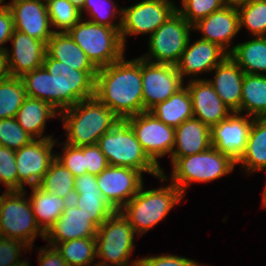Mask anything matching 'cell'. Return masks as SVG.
<instances>
[{"mask_svg": "<svg viewBox=\"0 0 266 266\" xmlns=\"http://www.w3.org/2000/svg\"><path fill=\"white\" fill-rule=\"evenodd\" d=\"M210 147H212L210 127L198 118H189L175 128L174 146L170 155V162L176 157L197 154Z\"/></svg>", "mask_w": 266, "mask_h": 266, "instance_id": "25", "label": "cell"}, {"mask_svg": "<svg viewBox=\"0 0 266 266\" xmlns=\"http://www.w3.org/2000/svg\"><path fill=\"white\" fill-rule=\"evenodd\" d=\"M141 57L125 56L98 69L94 96L121 120L143 112Z\"/></svg>", "mask_w": 266, "mask_h": 266, "instance_id": "2", "label": "cell"}, {"mask_svg": "<svg viewBox=\"0 0 266 266\" xmlns=\"http://www.w3.org/2000/svg\"><path fill=\"white\" fill-rule=\"evenodd\" d=\"M58 139H33L29 144L15 151L18 174V191L25 190V184L38 186L51 163L56 159L53 153Z\"/></svg>", "mask_w": 266, "mask_h": 266, "instance_id": "14", "label": "cell"}, {"mask_svg": "<svg viewBox=\"0 0 266 266\" xmlns=\"http://www.w3.org/2000/svg\"><path fill=\"white\" fill-rule=\"evenodd\" d=\"M184 197L173 183L150 190H145L143 184L120 212L140 237L161 222Z\"/></svg>", "mask_w": 266, "mask_h": 266, "instance_id": "5", "label": "cell"}, {"mask_svg": "<svg viewBox=\"0 0 266 266\" xmlns=\"http://www.w3.org/2000/svg\"><path fill=\"white\" fill-rule=\"evenodd\" d=\"M15 266H30V262L25 260V261L19 263L18 265H15Z\"/></svg>", "mask_w": 266, "mask_h": 266, "instance_id": "53", "label": "cell"}, {"mask_svg": "<svg viewBox=\"0 0 266 266\" xmlns=\"http://www.w3.org/2000/svg\"><path fill=\"white\" fill-rule=\"evenodd\" d=\"M5 4L12 13L15 30L47 44L54 31L45 0H11Z\"/></svg>", "mask_w": 266, "mask_h": 266, "instance_id": "17", "label": "cell"}, {"mask_svg": "<svg viewBox=\"0 0 266 266\" xmlns=\"http://www.w3.org/2000/svg\"><path fill=\"white\" fill-rule=\"evenodd\" d=\"M143 150L158 166L159 158L171 155L174 146L175 128L158 120L150 111H145L125 119Z\"/></svg>", "mask_w": 266, "mask_h": 266, "instance_id": "12", "label": "cell"}, {"mask_svg": "<svg viewBox=\"0 0 266 266\" xmlns=\"http://www.w3.org/2000/svg\"><path fill=\"white\" fill-rule=\"evenodd\" d=\"M192 26L193 31L197 30L202 33L201 39L218 44L230 54L234 49L231 42L240 31L237 6L227 4L221 10L200 19Z\"/></svg>", "mask_w": 266, "mask_h": 266, "instance_id": "18", "label": "cell"}, {"mask_svg": "<svg viewBox=\"0 0 266 266\" xmlns=\"http://www.w3.org/2000/svg\"><path fill=\"white\" fill-rule=\"evenodd\" d=\"M29 200L39 227L46 233L63 213L68 200L44 191L38 186L31 187Z\"/></svg>", "mask_w": 266, "mask_h": 266, "instance_id": "30", "label": "cell"}, {"mask_svg": "<svg viewBox=\"0 0 266 266\" xmlns=\"http://www.w3.org/2000/svg\"><path fill=\"white\" fill-rule=\"evenodd\" d=\"M98 71H79L47 54L43 66L24 74L21 79L26 95L49 102L58 112L94 96Z\"/></svg>", "mask_w": 266, "mask_h": 266, "instance_id": "1", "label": "cell"}, {"mask_svg": "<svg viewBox=\"0 0 266 266\" xmlns=\"http://www.w3.org/2000/svg\"><path fill=\"white\" fill-rule=\"evenodd\" d=\"M247 111V112H245ZM266 117V75L245 73L242 85L241 114Z\"/></svg>", "mask_w": 266, "mask_h": 266, "instance_id": "32", "label": "cell"}, {"mask_svg": "<svg viewBox=\"0 0 266 266\" xmlns=\"http://www.w3.org/2000/svg\"><path fill=\"white\" fill-rule=\"evenodd\" d=\"M141 266H197L199 262L188 257H181L178 255L163 254L156 256H147L139 258Z\"/></svg>", "mask_w": 266, "mask_h": 266, "instance_id": "45", "label": "cell"}, {"mask_svg": "<svg viewBox=\"0 0 266 266\" xmlns=\"http://www.w3.org/2000/svg\"><path fill=\"white\" fill-rule=\"evenodd\" d=\"M97 145L111 166L128 167L153 175L161 183L170 178L148 157L126 120L120 119L99 138Z\"/></svg>", "mask_w": 266, "mask_h": 266, "instance_id": "4", "label": "cell"}, {"mask_svg": "<svg viewBox=\"0 0 266 266\" xmlns=\"http://www.w3.org/2000/svg\"><path fill=\"white\" fill-rule=\"evenodd\" d=\"M214 79H207L222 102L232 111L241 113L244 71L228 55L212 72Z\"/></svg>", "mask_w": 266, "mask_h": 266, "instance_id": "24", "label": "cell"}, {"mask_svg": "<svg viewBox=\"0 0 266 266\" xmlns=\"http://www.w3.org/2000/svg\"><path fill=\"white\" fill-rule=\"evenodd\" d=\"M83 153L87 173L97 176L109 166L106 157L97 144L83 146Z\"/></svg>", "mask_w": 266, "mask_h": 266, "instance_id": "44", "label": "cell"}, {"mask_svg": "<svg viewBox=\"0 0 266 266\" xmlns=\"http://www.w3.org/2000/svg\"><path fill=\"white\" fill-rule=\"evenodd\" d=\"M172 0H142L132 6L122 7L120 34L124 46L126 37L138 34H153L176 12Z\"/></svg>", "mask_w": 266, "mask_h": 266, "instance_id": "11", "label": "cell"}, {"mask_svg": "<svg viewBox=\"0 0 266 266\" xmlns=\"http://www.w3.org/2000/svg\"><path fill=\"white\" fill-rule=\"evenodd\" d=\"M176 11L191 25L227 5L224 0H181Z\"/></svg>", "mask_w": 266, "mask_h": 266, "instance_id": "39", "label": "cell"}, {"mask_svg": "<svg viewBox=\"0 0 266 266\" xmlns=\"http://www.w3.org/2000/svg\"><path fill=\"white\" fill-rule=\"evenodd\" d=\"M71 4H73L75 7H77L78 9H82L85 0H68Z\"/></svg>", "mask_w": 266, "mask_h": 266, "instance_id": "49", "label": "cell"}, {"mask_svg": "<svg viewBox=\"0 0 266 266\" xmlns=\"http://www.w3.org/2000/svg\"><path fill=\"white\" fill-rule=\"evenodd\" d=\"M54 32H67L74 27L82 18L80 9L68 0H45ZM59 29V30H58Z\"/></svg>", "mask_w": 266, "mask_h": 266, "instance_id": "38", "label": "cell"}, {"mask_svg": "<svg viewBox=\"0 0 266 266\" xmlns=\"http://www.w3.org/2000/svg\"><path fill=\"white\" fill-rule=\"evenodd\" d=\"M18 124L34 139L54 138L43 135L47 120L59 118V112L49 102L41 99L26 97L16 114Z\"/></svg>", "mask_w": 266, "mask_h": 266, "instance_id": "26", "label": "cell"}, {"mask_svg": "<svg viewBox=\"0 0 266 266\" xmlns=\"http://www.w3.org/2000/svg\"><path fill=\"white\" fill-rule=\"evenodd\" d=\"M13 16L7 5L0 6V50H6L3 46L7 43L14 32Z\"/></svg>", "mask_w": 266, "mask_h": 266, "instance_id": "46", "label": "cell"}, {"mask_svg": "<svg viewBox=\"0 0 266 266\" xmlns=\"http://www.w3.org/2000/svg\"><path fill=\"white\" fill-rule=\"evenodd\" d=\"M11 76L6 50H0V81Z\"/></svg>", "mask_w": 266, "mask_h": 266, "instance_id": "48", "label": "cell"}, {"mask_svg": "<svg viewBox=\"0 0 266 266\" xmlns=\"http://www.w3.org/2000/svg\"><path fill=\"white\" fill-rule=\"evenodd\" d=\"M67 33L84 51L91 63L103 68L125 56L120 30L82 18Z\"/></svg>", "mask_w": 266, "mask_h": 266, "instance_id": "7", "label": "cell"}, {"mask_svg": "<svg viewBox=\"0 0 266 266\" xmlns=\"http://www.w3.org/2000/svg\"><path fill=\"white\" fill-rule=\"evenodd\" d=\"M81 15L88 13L91 17L86 20L91 22L105 25L117 30L121 29L122 23V7L118 9V4L115 5V1L112 0H85L82 7ZM115 18L118 19V23H115Z\"/></svg>", "mask_w": 266, "mask_h": 266, "instance_id": "37", "label": "cell"}, {"mask_svg": "<svg viewBox=\"0 0 266 266\" xmlns=\"http://www.w3.org/2000/svg\"><path fill=\"white\" fill-rule=\"evenodd\" d=\"M245 1L247 0H224V2L228 5H237Z\"/></svg>", "mask_w": 266, "mask_h": 266, "instance_id": "50", "label": "cell"}, {"mask_svg": "<svg viewBox=\"0 0 266 266\" xmlns=\"http://www.w3.org/2000/svg\"><path fill=\"white\" fill-rule=\"evenodd\" d=\"M190 42L189 39L179 62L175 65L183 81L187 76L192 77L190 80L203 79L198 78L197 75L204 72L210 73L229 55L218 44L207 40L200 38L192 44Z\"/></svg>", "mask_w": 266, "mask_h": 266, "instance_id": "19", "label": "cell"}, {"mask_svg": "<svg viewBox=\"0 0 266 266\" xmlns=\"http://www.w3.org/2000/svg\"><path fill=\"white\" fill-rule=\"evenodd\" d=\"M55 248L69 266H97L96 238H80L58 243Z\"/></svg>", "mask_w": 266, "mask_h": 266, "instance_id": "34", "label": "cell"}, {"mask_svg": "<svg viewBox=\"0 0 266 266\" xmlns=\"http://www.w3.org/2000/svg\"><path fill=\"white\" fill-rule=\"evenodd\" d=\"M254 117L232 112L226 119L210 127L212 146L236 163L245 153Z\"/></svg>", "mask_w": 266, "mask_h": 266, "instance_id": "16", "label": "cell"}, {"mask_svg": "<svg viewBox=\"0 0 266 266\" xmlns=\"http://www.w3.org/2000/svg\"><path fill=\"white\" fill-rule=\"evenodd\" d=\"M66 132L65 143L82 147L95 145L120 118L95 96L59 112Z\"/></svg>", "mask_w": 266, "mask_h": 266, "instance_id": "3", "label": "cell"}, {"mask_svg": "<svg viewBox=\"0 0 266 266\" xmlns=\"http://www.w3.org/2000/svg\"><path fill=\"white\" fill-rule=\"evenodd\" d=\"M229 56L247 74L266 73V36H253V39L234 45ZM265 72V73H264Z\"/></svg>", "mask_w": 266, "mask_h": 266, "instance_id": "31", "label": "cell"}, {"mask_svg": "<svg viewBox=\"0 0 266 266\" xmlns=\"http://www.w3.org/2000/svg\"><path fill=\"white\" fill-rule=\"evenodd\" d=\"M135 231L127 218L115 211L97 229L96 253L97 266H123L130 264L129 257L135 249Z\"/></svg>", "mask_w": 266, "mask_h": 266, "instance_id": "9", "label": "cell"}, {"mask_svg": "<svg viewBox=\"0 0 266 266\" xmlns=\"http://www.w3.org/2000/svg\"><path fill=\"white\" fill-rule=\"evenodd\" d=\"M12 50L6 49L8 65L12 77L24 74L43 66L46 56V43L14 30L10 40Z\"/></svg>", "mask_w": 266, "mask_h": 266, "instance_id": "21", "label": "cell"}, {"mask_svg": "<svg viewBox=\"0 0 266 266\" xmlns=\"http://www.w3.org/2000/svg\"><path fill=\"white\" fill-rule=\"evenodd\" d=\"M96 177L103 197L116 211L137 194L144 181L141 171L111 165Z\"/></svg>", "mask_w": 266, "mask_h": 266, "instance_id": "15", "label": "cell"}, {"mask_svg": "<svg viewBox=\"0 0 266 266\" xmlns=\"http://www.w3.org/2000/svg\"><path fill=\"white\" fill-rule=\"evenodd\" d=\"M123 266H141V265H140V262H139V258H137L135 260L133 259L130 264L123 265Z\"/></svg>", "mask_w": 266, "mask_h": 266, "instance_id": "52", "label": "cell"}, {"mask_svg": "<svg viewBox=\"0 0 266 266\" xmlns=\"http://www.w3.org/2000/svg\"><path fill=\"white\" fill-rule=\"evenodd\" d=\"M4 0H0V6L4 5Z\"/></svg>", "mask_w": 266, "mask_h": 266, "instance_id": "54", "label": "cell"}, {"mask_svg": "<svg viewBox=\"0 0 266 266\" xmlns=\"http://www.w3.org/2000/svg\"><path fill=\"white\" fill-rule=\"evenodd\" d=\"M236 6L240 30L245 27L252 36H266V0H247Z\"/></svg>", "mask_w": 266, "mask_h": 266, "instance_id": "36", "label": "cell"}, {"mask_svg": "<svg viewBox=\"0 0 266 266\" xmlns=\"http://www.w3.org/2000/svg\"><path fill=\"white\" fill-rule=\"evenodd\" d=\"M74 183L73 174L55 159L39 182L38 187L72 202L75 195Z\"/></svg>", "mask_w": 266, "mask_h": 266, "instance_id": "33", "label": "cell"}, {"mask_svg": "<svg viewBox=\"0 0 266 266\" xmlns=\"http://www.w3.org/2000/svg\"><path fill=\"white\" fill-rule=\"evenodd\" d=\"M236 165L228 155L212 146L197 154L176 157L171 162L170 180L184 195L191 183L218 180L234 171Z\"/></svg>", "mask_w": 266, "mask_h": 266, "instance_id": "6", "label": "cell"}, {"mask_svg": "<svg viewBox=\"0 0 266 266\" xmlns=\"http://www.w3.org/2000/svg\"><path fill=\"white\" fill-rule=\"evenodd\" d=\"M63 144V145H62ZM57 145H62L63 150L61 153H56V159L67 168L74 177L81 176L87 173L85 167V155L83 153L82 147H75L67 143H57Z\"/></svg>", "mask_w": 266, "mask_h": 266, "instance_id": "42", "label": "cell"}, {"mask_svg": "<svg viewBox=\"0 0 266 266\" xmlns=\"http://www.w3.org/2000/svg\"><path fill=\"white\" fill-rule=\"evenodd\" d=\"M143 112L167 100L185 84L175 65L153 63L141 58Z\"/></svg>", "mask_w": 266, "mask_h": 266, "instance_id": "13", "label": "cell"}, {"mask_svg": "<svg viewBox=\"0 0 266 266\" xmlns=\"http://www.w3.org/2000/svg\"><path fill=\"white\" fill-rule=\"evenodd\" d=\"M197 266H207V265H203V264L201 265V263H199Z\"/></svg>", "mask_w": 266, "mask_h": 266, "instance_id": "55", "label": "cell"}, {"mask_svg": "<svg viewBox=\"0 0 266 266\" xmlns=\"http://www.w3.org/2000/svg\"><path fill=\"white\" fill-rule=\"evenodd\" d=\"M46 54L79 71H98L67 32H54L46 44Z\"/></svg>", "mask_w": 266, "mask_h": 266, "instance_id": "27", "label": "cell"}, {"mask_svg": "<svg viewBox=\"0 0 266 266\" xmlns=\"http://www.w3.org/2000/svg\"><path fill=\"white\" fill-rule=\"evenodd\" d=\"M150 112L161 122L177 128L189 118L194 117L192 101L186 85L167 100L158 103Z\"/></svg>", "mask_w": 266, "mask_h": 266, "instance_id": "29", "label": "cell"}, {"mask_svg": "<svg viewBox=\"0 0 266 266\" xmlns=\"http://www.w3.org/2000/svg\"><path fill=\"white\" fill-rule=\"evenodd\" d=\"M39 249L35 251L39 252L37 255L39 266H69L55 247L46 245Z\"/></svg>", "mask_w": 266, "mask_h": 266, "instance_id": "47", "label": "cell"}, {"mask_svg": "<svg viewBox=\"0 0 266 266\" xmlns=\"http://www.w3.org/2000/svg\"><path fill=\"white\" fill-rule=\"evenodd\" d=\"M21 250L26 253L31 247L17 239L0 237V266H15L25 261L20 259Z\"/></svg>", "mask_w": 266, "mask_h": 266, "instance_id": "43", "label": "cell"}, {"mask_svg": "<svg viewBox=\"0 0 266 266\" xmlns=\"http://www.w3.org/2000/svg\"><path fill=\"white\" fill-rule=\"evenodd\" d=\"M191 31L193 26L176 11L149 35V52L140 57L153 63L176 65L191 39Z\"/></svg>", "mask_w": 266, "mask_h": 266, "instance_id": "10", "label": "cell"}, {"mask_svg": "<svg viewBox=\"0 0 266 266\" xmlns=\"http://www.w3.org/2000/svg\"><path fill=\"white\" fill-rule=\"evenodd\" d=\"M27 97L20 77L10 76L0 81V119L16 117Z\"/></svg>", "mask_w": 266, "mask_h": 266, "instance_id": "35", "label": "cell"}, {"mask_svg": "<svg viewBox=\"0 0 266 266\" xmlns=\"http://www.w3.org/2000/svg\"><path fill=\"white\" fill-rule=\"evenodd\" d=\"M26 194L21 190L0 195V237L20 240L32 248L36 237L45 241V232L37 224Z\"/></svg>", "mask_w": 266, "mask_h": 266, "instance_id": "8", "label": "cell"}, {"mask_svg": "<svg viewBox=\"0 0 266 266\" xmlns=\"http://www.w3.org/2000/svg\"><path fill=\"white\" fill-rule=\"evenodd\" d=\"M98 225L81 211L73 202H69L63 213L45 233L49 246L80 238H95Z\"/></svg>", "mask_w": 266, "mask_h": 266, "instance_id": "20", "label": "cell"}, {"mask_svg": "<svg viewBox=\"0 0 266 266\" xmlns=\"http://www.w3.org/2000/svg\"><path fill=\"white\" fill-rule=\"evenodd\" d=\"M34 138L17 122L15 117L0 119V146L18 150Z\"/></svg>", "mask_w": 266, "mask_h": 266, "instance_id": "40", "label": "cell"}, {"mask_svg": "<svg viewBox=\"0 0 266 266\" xmlns=\"http://www.w3.org/2000/svg\"><path fill=\"white\" fill-rule=\"evenodd\" d=\"M262 207H265L266 208V185L264 187V190H263V195H262Z\"/></svg>", "mask_w": 266, "mask_h": 266, "instance_id": "51", "label": "cell"}, {"mask_svg": "<svg viewBox=\"0 0 266 266\" xmlns=\"http://www.w3.org/2000/svg\"><path fill=\"white\" fill-rule=\"evenodd\" d=\"M239 163L249 175L266 170V117L254 118L245 153L236 164Z\"/></svg>", "mask_w": 266, "mask_h": 266, "instance_id": "28", "label": "cell"}, {"mask_svg": "<svg viewBox=\"0 0 266 266\" xmlns=\"http://www.w3.org/2000/svg\"><path fill=\"white\" fill-rule=\"evenodd\" d=\"M5 191H18V174L15 150L0 146V184Z\"/></svg>", "mask_w": 266, "mask_h": 266, "instance_id": "41", "label": "cell"}, {"mask_svg": "<svg viewBox=\"0 0 266 266\" xmlns=\"http://www.w3.org/2000/svg\"><path fill=\"white\" fill-rule=\"evenodd\" d=\"M75 195L72 202L101 226L116 210L103 197L97 186V177L89 173L75 177Z\"/></svg>", "mask_w": 266, "mask_h": 266, "instance_id": "23", "label": "cell"}, {"mask_svg": "<svg viewBox=\"0 0 266 266\" xmlns=\"http://www.w3.org/2000/svg\"><path fill=\"white\" fill-rule=\"evenodd\" d=\"M187 82L186 86L192 101L193 115L202 123L211 127L232 113L206 78L188 80Z\"/></svg>", "mask_w": 266, "mask_h": 266, "instance_id": "22", "label": "cell"}]
</instances>
